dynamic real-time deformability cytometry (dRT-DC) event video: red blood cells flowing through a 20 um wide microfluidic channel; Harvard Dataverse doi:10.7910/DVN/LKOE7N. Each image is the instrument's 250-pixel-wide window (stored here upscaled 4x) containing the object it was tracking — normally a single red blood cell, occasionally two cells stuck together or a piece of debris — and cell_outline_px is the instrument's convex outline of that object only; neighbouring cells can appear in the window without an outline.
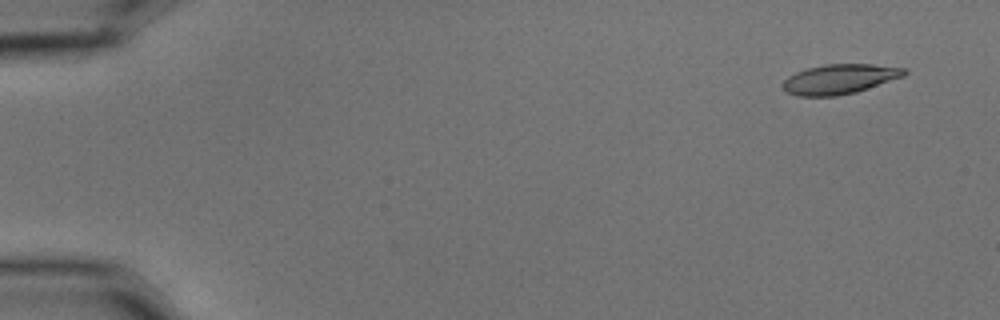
{"species": "common noctule bat (a hibernating species)", "species_latin": "Nyctalus noctula", "temperature_condition": "cold", "stored_images_in_passage": 4, "camera_frame_rate_fps": 3000, "um_per_image_px": 0.085, "animal": {"sex": "male", "body_mass_g": 15.6}, "frame": {"image": 1, "passage_image": 1, "time_ms": 0.0, "image_size_px": [1000, 320], "cell_outline_px": [[908, 72], [904, 76], [856, 92], [836, 96], [796, 96], [788, 92], [780, 84], [788, 76], [796, 72], [808, 68], [824, 64], [872, 64], [908, 68]], "centroid_in_image_um": [71.38, 6.72], "position_along_channel_um": 13.6, "area_um2": 21.15}}
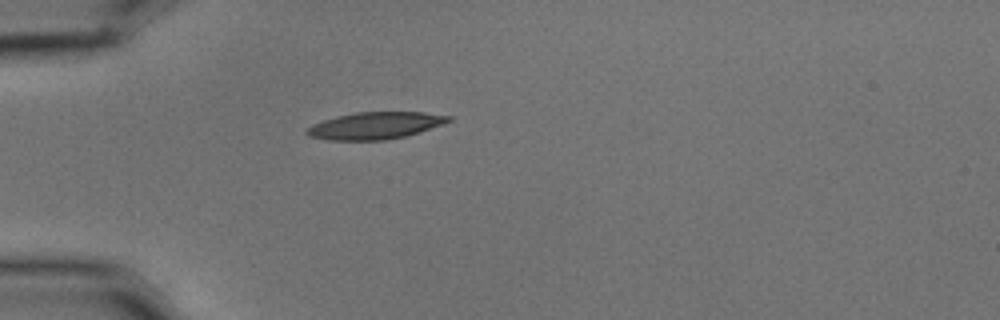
{"frame": {"image": 2, "passage_image": 4, "time_ms": 1.0, "image_size_px": [1000, 320], "cell_outline_px": [[452, 120], [420, 132], [404, 136], [384, 140], [328, 140], [308, 136], [304, 132], [312, 124], [336, 116], [356, 112], [424, 112], [452, 116]], "centroid_in_image_um": [31.87, 10.67], "position_along_channel_um": 53.1, "area_um2": 22.25}}